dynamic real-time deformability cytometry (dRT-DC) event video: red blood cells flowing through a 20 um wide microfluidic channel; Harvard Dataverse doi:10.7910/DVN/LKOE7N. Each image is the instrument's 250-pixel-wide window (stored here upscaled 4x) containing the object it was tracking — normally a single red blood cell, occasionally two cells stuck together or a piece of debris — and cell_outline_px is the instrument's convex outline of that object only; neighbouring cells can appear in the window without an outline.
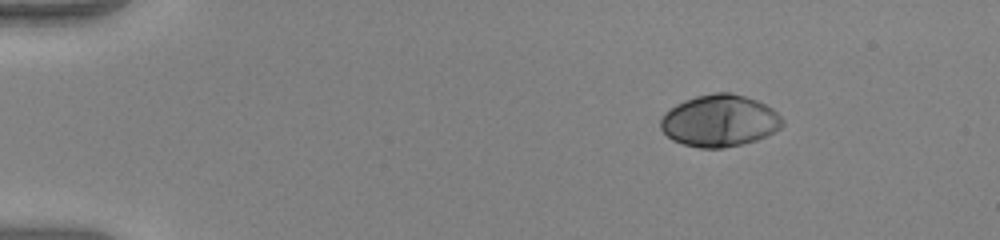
{"species": "human", "species_latin": "Homo sapiens", "temperature_condition": "warm", "stored_images_in_passage": 45, "camera_frame_rate_fps": 3000, "um_per_image_px": 0.085, "donor": {"sex": "female"}, "frame": {"image": 1, "passage_image": 1, "time_ms": 0.0, "image_size_px": [1000, 240], "cell_outline_px": [[784, 124], [780, 128], [768, 136], [756, 140], [724, 148], [700, 148], [684, 144], [672, 140], [660, 128], [660, 120], [664, 112], [676, 104], [684, 100], [696, 96], [712, 92], [732, 92], [756, 100], [772, 108], [784, 120]], "centroid_in_image_um": [61.16, 10.26], "position_along_channel_um": 23.8, "area_um2": 36.99}}
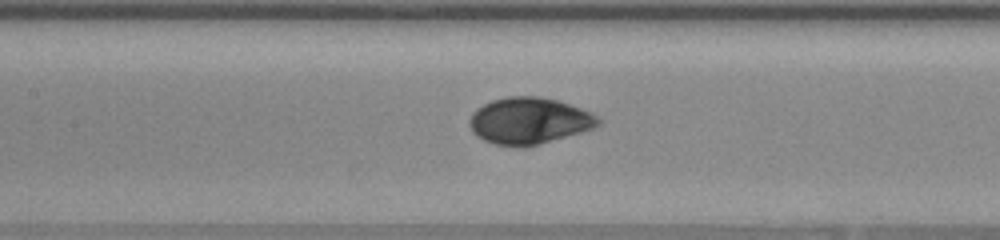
{"frame": {"image": 2, "passage_image": 19, "time_ms": 6.0, "image_size_px": [1000, 240], "cell_outline_px": [[600, 124], [592, 128], [580, 132], [536, 144], [496, 144], [484, 140], [476, 136], [472, 132], [468, 124], [468, 120], [472, 112], [476, 108], [492, 100], [508, 96], [536, 96], [556, 100], [592, 112], [600, 120]], "centroid_in_image_um": [44.93, 10.23], "position_along_channel_um": 162.5, "area_um2": 34.16}}
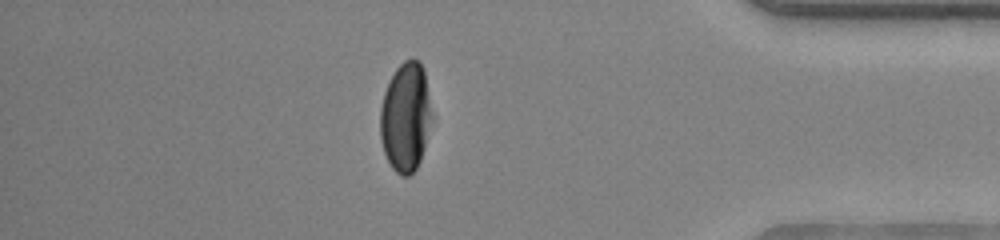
{"frame": {"image": 3, "passage_image": 39, "time_ms": 12.667, "image_size_px": [1000, 240], "cell_outline_px": [[432, 120], [424, 148], [420, 160], [416, 168], [408, 176], [400, 176], [392, 168], [384, 152], [380, 136], [380, 108], [384, 92], [396, 68], [404, 60], [412, 56], [420, 60], [424, 72], [432, 116]], "centroid_in_image_um": [34.47, 9.94], "position_along_channel_um": 400.7, "area_um2": 32.83}, "authors_computed_cell_mechanics": {"area_um2": 34.7956, "velocity_mm_per_s": 3.999, "shape_relaxation_time_tau1_ms": 3.3164, "shape_relaxation_time_tau2_ms": null, "deformation_change_tau1": 0.2001, "deformation_change_tau2": null}}